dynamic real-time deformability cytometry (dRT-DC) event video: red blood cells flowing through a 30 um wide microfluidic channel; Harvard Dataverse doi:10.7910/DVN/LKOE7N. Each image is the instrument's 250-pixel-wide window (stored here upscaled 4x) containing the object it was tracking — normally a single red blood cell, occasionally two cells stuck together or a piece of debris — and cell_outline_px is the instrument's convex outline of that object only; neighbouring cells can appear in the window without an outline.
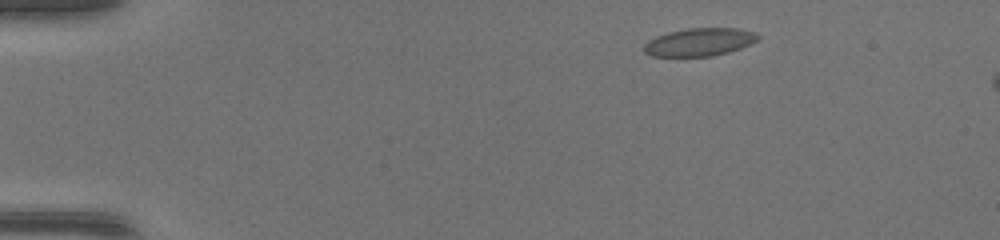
{"species": "common noctule bat (a hibernating species)", "species_latin": "Nyctalus noctula", "temperature_condition": "warm", "stored_images_in_passage": 44, "camera_frame_rate_fps": 3000, "um_per_image_px": 0.085, "animal": {"sex": "female", "body_mass_g": 17.0, "forearm_length_mm": 48.0}, "frame": {"image": 1, "passage_image": 4, "time_ms": 1.0, "image_size_px": [1000, 240], "cell_outline_px": [[760, 36], [752, 44], [728, 52], [712, 56], [652, 56], [644, 52], [644, 44], [648, 40], [656, 36], [668, 32], [688, 28], [740, 28], [756, 32]], "centroid_in_image_um": [59.47, 3.57], "position_along_channel_um": 25.5, "area_um2": 18.61}}
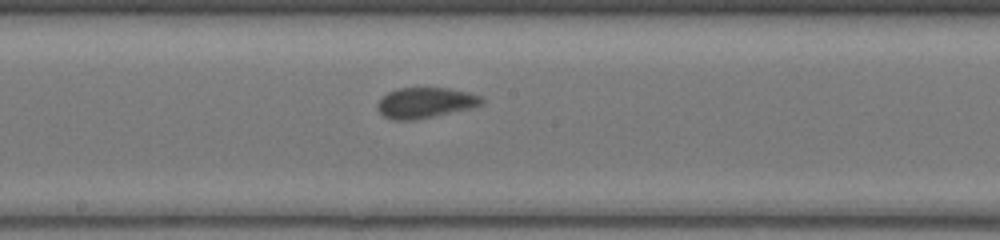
{"frame": {"image": 2, "passage_image": 23, "time_ms": 7.333, "image_size_px": [1000, 240], "cell_outline_px": [[484, 104], [468, 108], [432, 116], [408, 120], [396, 120], [384, 116], [376, 108], [376, 104], [388, 92], [396, 88], [448, 88], [468, 92], [480, 96], [484, 100]], "centroid_in_image_um": [36.13, 8.71], "position_along_channel_um": 212.1, "area_um2": 18.21}}
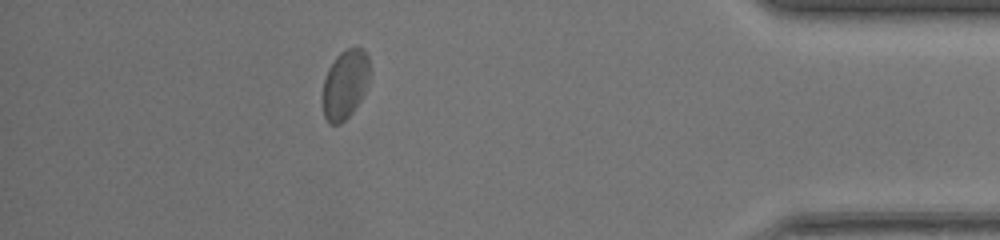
{"frame": {"image": 3, "passage_image": 39, "time_ms": 12.667, "image_size_px": [1000, 240], "cell_outline_px": [[368, 84], [360, 100], [352, 112], [340, 124], [328, 124], [324, 116], [324, 80], [328, 68], [336, 56], [340, 52], [348, 48], [364, 48], [368, 56]], "centroid_in_image_um": [29.33, 7.16], "position_along_channel_um": 405.9, "area_um2": 18.67}}